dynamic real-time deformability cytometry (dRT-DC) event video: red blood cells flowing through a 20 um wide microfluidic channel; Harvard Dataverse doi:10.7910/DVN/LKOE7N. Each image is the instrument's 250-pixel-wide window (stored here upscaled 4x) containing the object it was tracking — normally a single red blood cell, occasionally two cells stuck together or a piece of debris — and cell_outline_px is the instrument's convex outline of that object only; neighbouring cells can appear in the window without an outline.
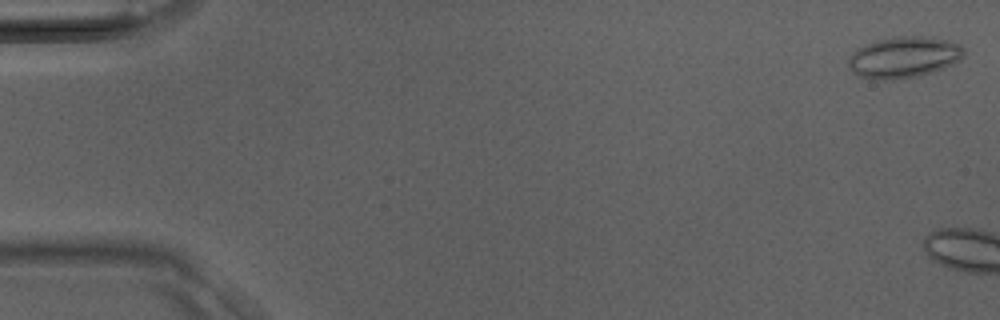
{"species": "Egyptian fruit bat (a non-hibernating species)", "species_latin": "Rousettus aegyptiacus", "temperature_condition": "room temperature", "stored_images_in_passage": 4, "camera_frame_rate_fps": 3000, "um_per_image_px": 0.085, "animal": {"sex": "male"}, "frame": {"image": 1, "passage_image": 1, "time_ms": 0.0, "image_size_px": [1000, 320], "cell_outline_px": [[964, 56], [960, 60], [944, 68], [920, 76], [892, 80], [876, 80], [860, 76], [852, 72], [848, 68], [848, 56], [852, 52], [864, 44], [876, 40], [896, 36], [924, 36], [948, 40], [960, 44], [964, 48]], "centroid_in_image_um": [76.81, 4.87], "position_along_channel_um": 8.2, "area_um2": 28.21}}